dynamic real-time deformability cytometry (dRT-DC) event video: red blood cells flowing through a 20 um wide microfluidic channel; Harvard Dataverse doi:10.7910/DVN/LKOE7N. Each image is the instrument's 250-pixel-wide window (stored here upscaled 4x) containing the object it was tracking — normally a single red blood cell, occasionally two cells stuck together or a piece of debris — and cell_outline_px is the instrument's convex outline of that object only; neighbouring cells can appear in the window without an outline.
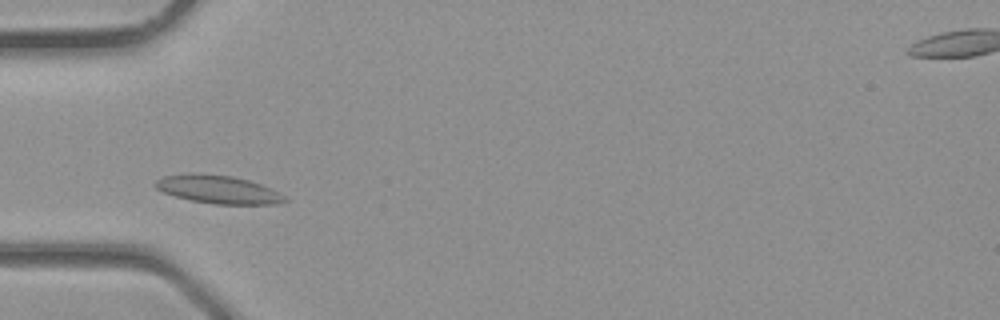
{"species": "common noctule bat (a hibernating species)", "species_latin": "Nyctalus noctula", "temperature_condition": "room temperature", "stored_images_in_passage": 2, "camera_frame_rate_fps": 3000, "um_per_image_px": 0.085, "animal": {"sex": "male", "body_mass_g": 23.1, "forearm_length_mm": 52.7}, "frame": {"image": 1, "passage_image": 2, "time_ms": 0.333, "image_size_px": [1000, 320], "cell_outline_px": [[288, 200], [276, 204], [212, 204], [192, 200], [176, 196], [164, 192], [156, 188], [152, 184], [156, 180], [164, 176], [188, 172], [196, 172], [232, 176], [248, 180], [272, 188], [284, 196]], "centroid_in_image_um": [18.51, 16.08], "position_along_channel_um": 66.5, "area_um2": 21.33}}